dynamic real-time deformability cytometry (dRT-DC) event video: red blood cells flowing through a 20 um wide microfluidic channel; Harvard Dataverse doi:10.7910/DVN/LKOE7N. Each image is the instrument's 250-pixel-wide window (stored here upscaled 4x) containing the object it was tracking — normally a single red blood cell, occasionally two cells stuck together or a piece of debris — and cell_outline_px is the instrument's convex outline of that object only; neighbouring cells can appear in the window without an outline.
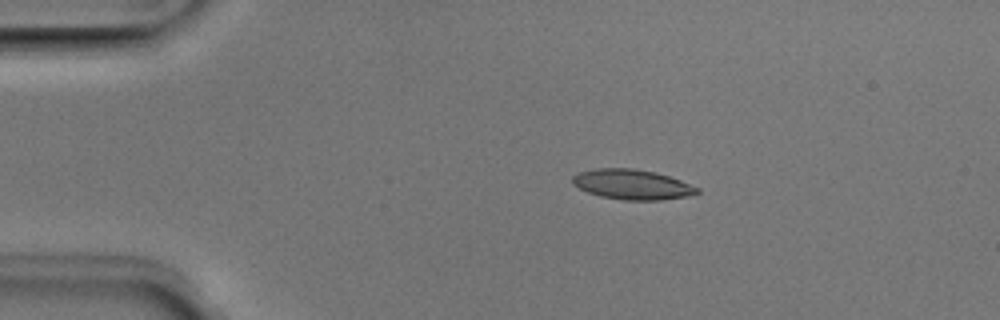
{"species": "Egyptian fruit bat (a non-hibernating species)", "species_latin": "Rousettus aegyptiacus", "temperature_condition": "room temperature", "stored_images_in_passage": 44, "camera_frame_rate_fps": 3000, "um_per_image_px": 0.085, "animal": {"sex": "male"}, "frame": {"image": 1, "passage_image": 3, "time_ms": 0.667, "image_size_px": [1000, 320], "cell_outline_px": [[700, 192], [688, 196], [660, 200], [624, 200], [600, 196], [588, 192], [572, 184], [572, 176], [580, 172], [596, 168], [632, 168], [656, 172], [680, 180], [700, 188]], "centroid_in_image_um": [53.74, 15.68], "position_along_channel_um": 31.3, "area_um2": 21.79}}
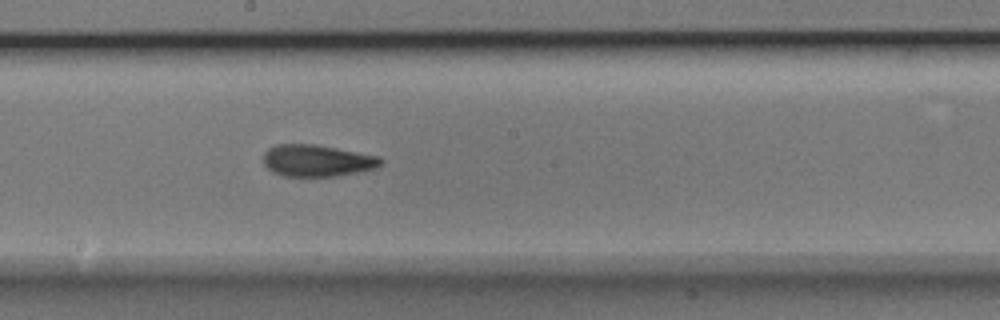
{"frame": {"image": 2, "passage_image": 21, "time_ms": 6.667, "image_size_px": [1000, 320], "cell_outline_px": [[384, 160], [376, 168], [336, 176], [284, 176], [272, 172], [264, 164], [264, 152], [268, 148], [276, 144], [316, 144], [380, 156]], "centroid_in_image_um": [26.94, 13.64], "position_along_channel_um": 221.3, "area_um2": 21.79}}
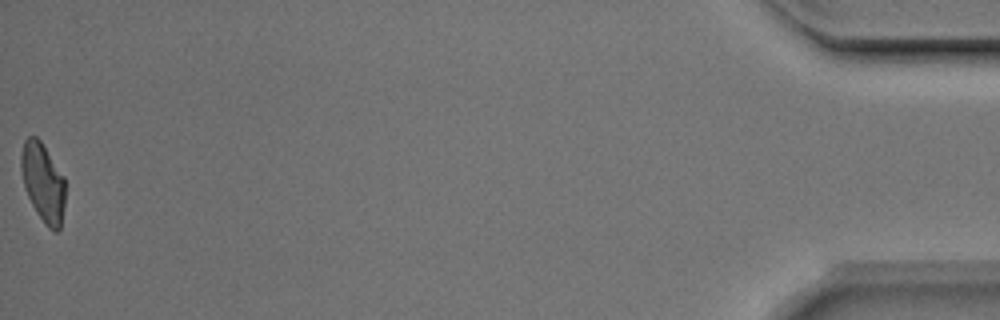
{"frame": {"image": 3, "passage_image": 44, "time_ms": 14.333, "image_size_px": [1000, 320], "cell_outline_px": [[64, 204], [60, 228], [56, 232], [48, 228], [44, 224], [36, 212], [24, 188], [20, 168], [20, 156], [24, 140], [28, 136], [36, 136], [40, 140], [64, 176]], "centroid_in_image_um": [3.63, 15.5], "position_along_channel_um": 431.6, "area_um2": 20.29}, "authors_computed_cell_mechanics": {"area_um2": 21.5016, "velocity_mm_per_s": 4.0219, "shape_relaxation_time_tau1_ms": 5.2089, "shape_relaxation_time_tau2_ms": 2.2819, "deformation_change_tau1": 0.1686, "deformation_change_tau2": 0.0993}}